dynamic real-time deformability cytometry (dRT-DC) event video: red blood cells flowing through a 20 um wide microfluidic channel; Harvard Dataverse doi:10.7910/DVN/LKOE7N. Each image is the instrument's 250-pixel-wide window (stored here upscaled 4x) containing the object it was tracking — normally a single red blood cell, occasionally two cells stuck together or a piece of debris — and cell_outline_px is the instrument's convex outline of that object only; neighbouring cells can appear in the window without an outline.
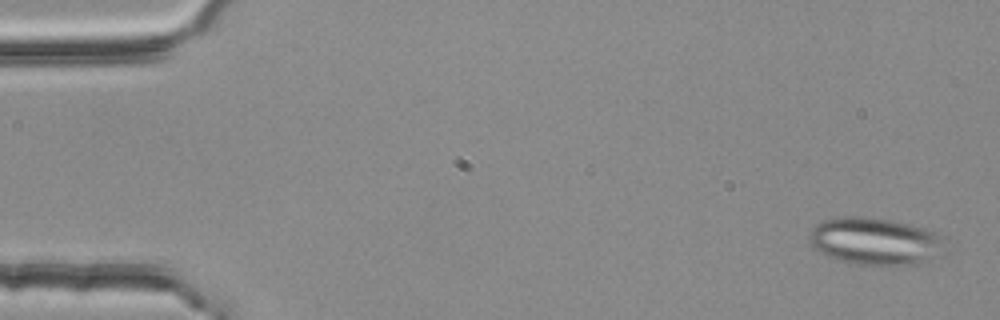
{"species": "common noctule bat (a hibernating species)", "species_latin": "Nyctalus noctula", "temperature_condition": "room temperature", "stored_images_in_passage": 3, "camera_frame_rate_fps": 3000, "um_per_image_px": 0.085, "animal": {"sex": "female", "body_mass_g": 25.1}, "frame": {"image": 1, "passage_image": 1, "time_ms": 0.0, "image_size_px": [1000, 320], "cell_outline_px": [[940, 236], [920, 260], [916, 264], [856, 264], [836, 260], [820, 252], [812, 244], [812, 228], [816, 224], [824, 220], [892, 220], [924, 228]], "centroid_in_image_um": [74.16, 20.52], "position_along_channel_um": 10.8, "area_um2": 33.58}}